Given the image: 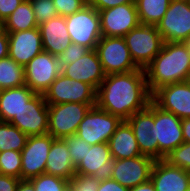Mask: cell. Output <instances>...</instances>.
Returning <instances> with one entry per match:
<instances>
[{
    "label": "cell",
    "instance_id": "1",
    "mask_svg": "<svg viewBox=\"0 0 190 191\" xmlns=\"http://www.w3.org/2000/svg\"><path fill=\"white\" fill-rule=\"evenodd\" d=\"M152 94L147 87L144 69L106 75L97 89L96 106L121 120L145 109Z\"/></svg>",
    "mask_w": 190,
    "mask_h": 191
},
{
    "label": "cell",
    "instance_id": "2",
    "mask_svg": "<svg viewBox=\"0 0 190 191\" xmlns=\"http://www.w3.org/2000/svg\"><path fill=\"white\" fill-rule=\"evenodd\" d=\"M152 94L161 86L190 79V52L184 42H164L161 51L144 69Z\"/></svg>",
    "mask_w": 190,
    "mask_h": 191
},
{
    "label": "cell",
    "instance_id": "3",
    "mask_svg": "<svg viewBox=\"0 0 190 191\" xmlns=\"http://www.w3.org/2000/svg\"><path fill=\"white\" fill-rule=\"evenodd\" d=\"M132 60L145 69L161 51L164 41L154 25L139 24L124 36Z\"/></svg>",
    "mask_w": 190,
    "mask_h": 191
},
{
    "label": "cell",
    "instance_id": "4",
    "mask_svg": "<svg viewBox=\"0 0 190 191\" xmlns=\"http://www.w3.org/2000/svg\"><path fill=\"white\" fill-rule=\"evenodd\" d=\"M91 106L84 103L48 104V134L54 139L76 135Z\"/></svg>",
    "mask_w": 190,
    "mask_h": 191
},
{
    "label": "cell",
    "instance_id": "5",
    "mask_svg": "<svg viewBox=\"0 0 190 191\" xmlns=\"http://www.w3.org/2000/svg\"><path fill=\"white\" fill-rule=\"evenodd\" d=\"M69 37L73 43L95 49L102 37L99 12L91 5L65 17Z\"/></svg>",
    "mask_w": 190,
    "mask_h": 191
},
{
    "label": "cell",
    "instance_id": "6",
    "mask_svg": "<svg viewBox=\"0 0 190 191\" xmlns=\"http://www.w3.org/2000/svg\"><path fill=\"white\" fill-rule=\"evenodd\" d=\"M97 91L89 84L66 77L62 73L44 93L47 104L84 103L96 106Z\"/></svg>",
    "mask_w": 190,
    "mask_h": 191
},
{
    "label": "cell",
    "instance_id": "7",
    "mask_svg": "<svg viewBox=\"0 0 190 191\" xmlns=\"http://www.w3.org/2000/svg\"><path fill=\"white\" fill-rule=\"evenodd\" d=\"M95 50L106 75L139 69L131 58L124 37L102 36Z\"/></svg>",
    "mask_w": 190,
    "mask_h": 191
},
{
    "label": "cell",
    "instance_id": "8",
    "mask_svg": "<svg viewBox=\"0 0 190 191\" xmlns=\"http://www.w3.org/2000/svg\"><path fill=\"white\" fill-rule=\"evenodd\" d=\"M121 121L118 116L94 106L80 122L76 135L90 146L108 143Z\"/></svg>",
    "mask_w": 190,
    "mask_h": 191
},
{
    "label": "cell",
    "instance_id": "9",
    "mask_svg": "<svg viewBox=\"0 0 190 191\" xmlns=\"http://www.w3.org/2000/svg\"><path fill=\"white\" fill-rule=\"evenodd\" d=\"M24 72L25 85L34 93L44 95L61 74V68L57 56L43 50L24 66Z\"/></svg>",
    "mask_w": 190,
    "mask_h": 191
},
{
    "label": "cell",
    "instance_id": "10",
    "mask_svg": "<svg viewBox=\"0 0 190 191\" xmlns=\"http://www.w3.org/2000/svg\"><path fill=\"white\" fill-rule=\"evenodd\" d=\"M155 160L140 155L128 159H113L108 176L122 186L132 188L150 180Z\"/></svg>",
    "mask_w": 190,
    "mask_h": 191
},
{
    "label": "cell",
    "instance_id": "11",
    "mask_svg": "<svg viewBox=\"0 0 190 191\" xmlns=\"http://www.w3.org/2000/svg\"><path fill=\"white\" fill-rule=\"evenodd\" d=\"M156 27L164 42H185L190 38V3L171 0Z\"/></svg>",
    "mask_w": 190,
    "mask_h": 191
},
{
    "label": "cell",
    "instance_id": "12",
    "mask_svg": "<svg viewBox=\"0 0 190 191\" xmlns=\"http://www.w3.org/2000/svg\"><path fill=\"white\" fill-rule=\"evenodd\" d=\"M182 119L165 111L154 103V125L158 140V160L165 157L184 142Z\"/></svg>",
    "mask_w": 190,
    "mask_h": 191
},
{
    "label": "cell",
    "instance_id": "13",
    "mask_svg": "<svg viewBox=\"0 0 190 191\" xmlns=\"http://www.w3.org/2000/svg\"><path fill=\"white\" fill-rule=\"evenodd\" d=\"M27 136L48 134V104L43 94H35L9 122Z\"/></svg>",
    "mask_w": 190,
    "mask_h": 191
},
{
    "label": "cell",
    "instance_id": "14",
    "mask_svg": "<svg viewBox=\"0 0 190 191\" xmlns=\"http://www.w3.org/2000/svg\"><path fill=\"white\" fill-rule=\"evenodd\" d=\"M54 138L50 134L28 136L21 151V179L30 180L45 173L46 161Z\"/></svg>",
    "mask_w": 190,
    "mask_h": 191
},
{
    "label": "cell",
    "instance_id": "15",
    "mask_svg": "<svg viewBox=\"0 0 190 191\" xmlns=\"http://www.w3.org/2000/svg\"><path fill=\"white\" fill-rule=\"evenodd\" d=\"M102 36L124 37L140 22L135 3H126L99 11Z\"/></svg>",
    "mask_w": 190,
    "mask_h": 191
},
{
    "label": "cell",
    "instance_id": "16",
    "mask_svg": "<svg viewBox=\"0 0 190 191\" xmlns=\"http://www.w3.org/2000/svg\"><path fill=\"white\" fill-rule=\"evenodd\" d=\"M136 138L142 155L158 160V140L156 139V127L154 125V102L151 100L148 106L126 120Z\"/></svg>",
    "mask_w": 190,
    "mask_h": 191
},
{
    "label": "cell",
    "instance_id": "17",
    "mask_svg": "<svg viewBox=\"0 0 190 191\" xmlns=\"http://www.w3.org/2000/svg\"><path fill=\"white\" fill-rule=\"evenodd\" d=\"M151 100L180 119L190 118V81L161 86L152 93Z\"/></svg>",
    "mask_w": 190,
    "mask_h": 191
},
{
    "label": "cell",
    "instance_id": "18",
    "mask_svg": "<svg viewBox=\"0 0 190 191\" xmlns=\"http://www.w3.org/2000/svg\"><path fill=\"white\" fill-rule=\"evenodd\" d=\"M43 51L39 27L30 30L8 32V56L21 66H26Z\"/></svg>",
    "mask_w": 190,
    "mask_h": 191
},
{
    "label": "cell",
    "instance_id": "19",
    "mask_svg": "<svg viewBox=\"0 0 190 191\" xmlns=\"http://www.w3.org/2000/svg\"><path fill=\"white\" fill-rule=\"evenodd\" d=\"M61 73L66 77L91 85L96 91L106 77L95 49H90L75 62L64 66Z\"/></svg>",
    "mask_w": 190,
    "mask_h": 191
},
{
    "label": "cell",
    "instance_id": "20",
    "mask_svg": "<svg viewBox=\"0 0 190 191\" xmlns=\"http://www.w3.org/2000/svg\"><path fill=\"white\" fill-rule=\"evenodd\" d=\"M150 180L156 191H188L190 172L174 167L166 160H155Z\"/></svg>",
    "mask_w": 190,
    "mask_h": 191
},
{
    "label": "cell",
    "instance_id": "21",
    "mask_svg": "<svg viewBox=\"0 0 190 191\" xmlns=\"http://www.w3.org/2000/svg\"><path fill=\"white\" fill-rule=\"evenodd\" d=\"M43 50L58 56L72 43L67 30L66 19L58 15L39 25Z\"/></svg>",
    "mask_w": 190,
    "mask_h": 191
},
{
    "label": "cell",
    "instance_id": "22",
    "mask_svg": "<svg viewBox=\"0 0 190 191\" xmlns=\"http://www.w3.org/2000/svg\"><path fill=\"white\" fill-rule=\"evenodd\" d=\"M112 160L108 143L94 144L87 147L84 158L75 167L76 174L98 178L107 176Z\"/></svg>",
    "mask_w": 190,
    "mask_h": 191
},
{
    "label": "cell",
    "instance_id": "23",
    "mask_svg": "<svg viewBox=\"0 0 190 191\" xmlns=\"http://www.w3.org/2000/svg\"><path fill=\"white\" fill-rule=\"evenodd\" d=\"M45 173L71 180L76 175V169L63 139H54L47 156Z\"/></svg>",
    "mask_w": 190,
    "mask_h": 191
},
{
    "label": "cell",
    "instance_id": "24",
    "mask_svg": "<svg viewBox=\"0 0 190 191\" xmlns=\"http://www.w3.org/2000/svg\"><path fill=\"white\" fill-rule=\"evenodd\" d=\"M112 159H128L141 154L134 132L126 120H122L108 141Z\"/></svg>",
    "mask_w": 190,
    "mask_h": 191
},
{
    "label": "cell",
    "instance_id": "25",
    "mask_svg": "<svg viewBox=\"0 0 190 191\" xmlns=\"http://www.w3.org/2000/svg\"><path fill=\"white\" fill-rule=\"evenodd\" d=\"M35 94L27 85L4 89L0 95V121L10 122Z\"/></svg>",
    "mask_w": 190,
    "mask_h": 191
},
{
    "label": "cell",
    "instance_id": "26",
    "mask_svg": "<svg viewBox=\"0 0 190 191\" xmlns=\"http://www.w3.org/2000/svg\"><path fill=\"white\" fill-rule=\"evenodd\" d=\"M3 27L7 32H18L39 27L30 0H23L4 21Z\"/></svg>",
    "mask_w": 190,
    "mask_h": 191
},
{
    "label": "cell",
    "instance_id": "27",
    "mask_svg": "<svg viewBox=\"0 0 190 191\" xmlns=\"http://www.w3.org/2000/svg\"><path fill=\"white\" fill-rule=\"evenodd\" d=\"M171 0H134L140 24L154 25L161 21Z\"/></svg>",
    "mask_w": 190,
    "mask_h": 191
},
{
    "label": "cell",
    "instance_id": "28",
    "mask_svg": "<svg viewBox=\"0 0 190 191\" xmlns=\"http://www.w3.org/2000/svg\"><path fill=\"white\" fill-rule=\"evenodd\" d=\"M0 85L3 89L24 86V66L19 65L9 56L0 59Z\"/></svg>",
    "mask_w": 190,
    "mask_h": 191
},
{
    "label": "cell",
    "instance_id": "29",
    "mask_svg": "<svg viewBox=\"0 0 190 191\" xmlns=\"http://www.w3.org/2000/svg\"><path fill=\"white\" fill-rule=\"evenodd\" d=\"M28 136L9 122L0 121V152L15 150L21 152Z\"/></svg>",
    "mask_w": 190,
    "mask_h": 191
},
{
    "label": "cell",
    "instance_id": "30",
    "mask_svg": "<svg viewBox=\"0 0 190 191\" xmlns=\"http://www.w3.org/2000/svg\"><path fill=\"white\" fill-rule=\"evenodd\" d=\"M21 152L7 150L0 152V174L21 179Z\"/></svg>",
    "mask_w": 190,
    "mask_h": 191
},
{
    "label": "cell",
    "instance_id": "31",
    "mask_svg": "<svg viewBox=\"0 0 190 191\" xmlns=\"http://www.w3.org/2000/svg\"><path fill=\"white\" fill-rule=\"evenodd\" d=\"M36 191H67L70 181L59 176L43 173L30 179Z\"/></svg>",
    "mask_w": 190,
    "mask_h": 191
},
{
    "label": "cell",
    "instance_id": "32",
    "mask_svg": "<svg viewBox=\"0 0 190 191\" xmlns=\"http://www.w3.org/2000/svg\"><path fill=\"white\" fill-rule=\"evenodd\" d=\"M30 3L38 26L58 16L53 0H30Z\"/></svg>",
    "mask_w": 190,
    "mask_h": 191
},
{
    "label": "cell",
    "instance_id": "33",
    "mask_svg": "<svg viewBox=\"0 0 190 191\" xmlns=\"http://www.w3.org/2000/svg\"><path fill=\"white\" fill-rule=\"evenodd\" d=\"M164 160L174 167H179L190 172V143H181Z\"/></svg>",
    "mask_w": 190,
    "mask_h": 191
},
{
    "label": "cell",
    "instance_id": "34",
    "mask_svg": "<svg viewBox=\"0 0 190 191\" xmlns=\"http://www.w3.org/2000/svg\"><path fill=\"white\" fill-rule=\"evenodd\" d=\"M63 140L68 147V152L71 155L73 165L76 167L84 158L87 152V147L91 146L77 135L65 137Z\"/></svg>",
    "mask_w": 190,
    "mask_h": 191
},
{
    "label": "cell",
    "instance_id": "35",
    "mask_svg": "<svg viewBox=\"0 0 190 191\" xmlns=\"http://www.w3.org/2000/svg\"><path fill=\"white\" fill-rule=\"evenodd\" d=\"M89 50L90 49L85 46L72 42L66 50L57 56L60 68L62 69L64 66L75 62Z\"/></svg>",
    "mask_w": 190,
    "mask_h": 191
},
{
    "label": "cell",
    "instance_id": "36",
    "mask_svg": "<svg viewBox=\"0 0 190 191\" xmlns=\"http://www.w3.org/2000/svg\"><path fill=\"white\" fill-rule=\"evenodd\" d=\"M99 178L93 176H83L76 174L70 180V189L72 191H97Z\"/></svg>",
    "mask_w": 190,
    "mask_h": 191
},
{
    "label": "cell",
    "instance_id": "37",
    "mask_svg": "<svg viewBox=\"0 0 190 191\" xmlns=\"http://www.w3.org/2000/svg\"><path fill=\"white\" fill-rule=\"evenodd\" d=\"M58 15L67 17L87 5L86 0H53Z\"/></svg>",
    "mask_w": 190,
    "mask_h": 191
},
{
    "label": "cell",
    "instance_id": "38",
    "mask_svg": "<svg viewBox=\"0 0 190 191\" xmlns=\"http://www.w3.org/2000/svg\"><path fill=\"white\" fill-rule=\"evenodd\" d=\"M97 191H129V188L122 186L107 175L99 178Z\"/></svg>",
    "mask_w": 190,
    "mask_h": 191
},
{
    "label": "cell",
    "instance_id": "39",
    "mask_svg": "<svg viewBox=\"0 0 190 191\" xmlns=\"http://www.w3.org/2000/svg\"><path fill=\"white\" fill-rule=\"evenodd\" d=\"M88 5L93 6L98 12L126 3H135L134 0H86Z\"/></svg>",
    "mask_w": 190,
    "mask_h": 191
},
{
    "label": "cell",
    "instance_id": "40",
    "mask_svg": "<svg viewBox=\"0 0 190 191\" xmlns=\"http://www.w3.org/2000/svg\"><path fill=\"white\" fill-rule=\"evenodd\" d=\"M23 0H0V24L15 11Z\"/></svg>",
    "mask_w": 190,
    "mask_h": 191
},
{
    "label": "cell",
    "instance_id": "41",
    "mask_svg": "<svg viewBox=\"0 0 190 191\" xmlns=\"http://www.w3.org/2000/svg\"><path fill=\"white\" fill-rule=\"evenodd\" d=\"M20 179L0 174V191H16Z\"/></svg>",
    "mask_w": 190,
    "mask_h": 191
},
{
    "label": "cell",
    "instance_id": "42",
    "mask_svg": "<svg viewBox=\"0 0 190 191\" xmlns=\"http://www.w3.org/2000/svg\"><path fill=\"white\" fill-rule=\"evenodd\" d=\"M8 57V32L0 24V59Z\"/></svg>",
    "mask_w": 190,
    "mask_h": 191
},
{
    "label": "cell",
    "instance_id": "43",
    "mask_svg": "<svg viewBox=\"0 0 190 191\" xmlns=\"http://www.w3.org/2000/svg\"><path fill=\"white\" fill-rule=\"evenodd\" d=\"M181 127H182L184 142L190 143V118L182 119Z\"/></svg>",
    "mask_w": 190,
    "mask_h": 191
},
{
    "label": "cell",
    "instance_id": "44",
    "mask_svg": "<svg viewBox=\"0 0 190 191\" xmlns=\"http://www.w3.org/2000/svg\"><path fill=\"white\" fill-rule=\"evenodd\" d=\"M16 191H36V189L30 180L20 179Z\"/></svg>",
    "mask_w": 190,
    "mask_h": 191
},
{
    "label": "cell",
    "instance_id": "45",
    "mask_svg": "<svg viewBox=\"0 0 190 191\" xmlns=\"http://www.w3.org/2000/svg\"><path fill=\"white\" fill-rule=\"evenodd\" d=\"M129 191H156V190L151 180H149L143 184H139L136 187L129 188Z\"/></svg>",
    "mask_w": 190,
    "mask_h": 191
},
{
    "label": "cell",
    "instance_id": "46",
    "mask_svg": "<svg viewBox=\"0 0 190 191\" xmlns=\"http://www.w3.org/2000/svg\"><path fill=\"white\" fill-rule=\"evenodd\" d=\"M186 46L188 47V51L190 52V38H188L185 42Z\"/></svg>",
    "mask_w": 190,
    "mask_h": 191
},
{
    "label": "cell",
    "instance_id": "47",
    "mask_svg": "<svg viewBox=\"0 0 190 191\" xmlns=\"http://www.w3.org/2000/svg\"><path fill=\"white\" fill-rule=\"evenodd\" d=\"M3 88H2V86L0 85V95L2 94V92H3Z\"/></svg>",
    "mask_w": 190,
    "mask_h": 191
},
{
    "label": "cell",
    "instance_id": "48",
    "mask_svg": "<svg viewBox=\"0 0 190 191\" xmlns=\"http://www.w3.org/2000/svg\"><path fill=\"white\" fill-rule=\"evenodd\" d=\"M178 1H183V2L190 3V0H178Z\"/></svg>",
    "mask_w": 190,
    "mask_h": 191
}]
</instances>
